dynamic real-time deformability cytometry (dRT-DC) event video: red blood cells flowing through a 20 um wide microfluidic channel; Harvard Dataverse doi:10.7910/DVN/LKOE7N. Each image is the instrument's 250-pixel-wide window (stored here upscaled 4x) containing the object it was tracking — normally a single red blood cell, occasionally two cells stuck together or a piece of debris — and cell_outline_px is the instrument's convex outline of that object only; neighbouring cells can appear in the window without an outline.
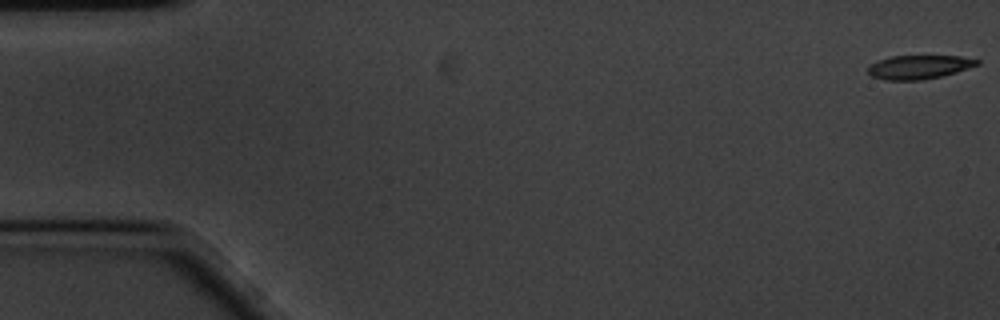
{"species": "common noctule bat (a hibernating species)", "species_latin": "Nyctalus noctula", "temperature_condition": "cold", "stored_images_in_passage": 59, "camera_frame_rate_fps": 3000, "um_per_image_px": 0.085, "animal": {"sex": "male", "body_mass_g": 20.1, "forearm_length_mm": 53.5}, "frame": {"image": 1, "passage_image": 1, "time_ms": 0.0, "image_size_px": [1000, 320], "cell_outline_px": [[980, 64], [956, 72], [940, 76], [920, 80], [884, 80], [872, 76], [868, 72], [868, 68], [872, 64], [880, 60], [892, 56], [960, 56], [980, 60]], "centroid_in_image_um": [78.13, 5.7], "position_along_channel_um": 6.9, "area_um2": 14.91}}
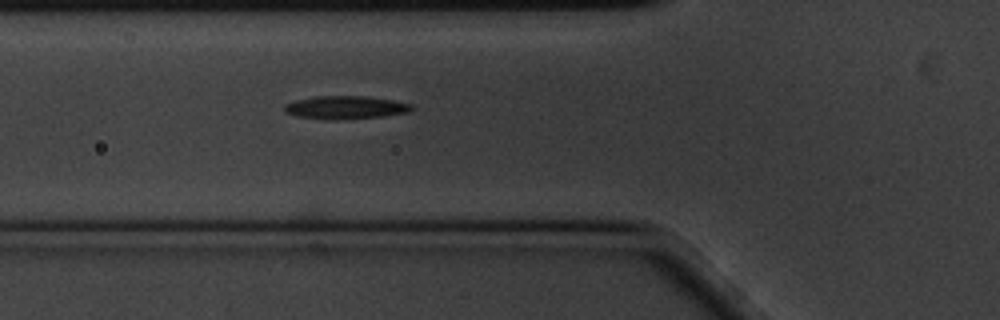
{"frame": {"image": 2, "passage_image": 21, "time_ms": 6.667, "image_size_px": [1000, 320], "cell_outline_px": [[412, 108], [408, 112], [380, 116], [332, 120], [324, 120], [296, 116], [284, 112], [284, 104], [296, 100], [312, 96], [368, 96], [392, 100], [412, 104]], "centroid_in_image_um": [29.29, 9.13], "position_along_channel_um": 96.5, "area_um2": 17.11}}
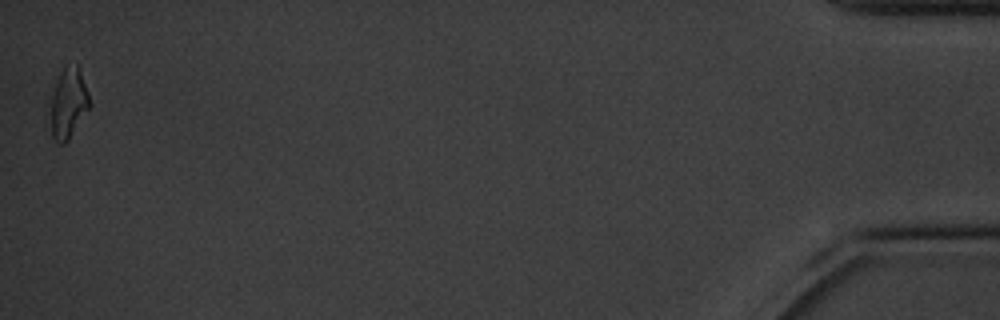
{"frame": {"image": 3, "passage_image": 59, "time_ms": 19.333, "image_size_px": [1000, 320], "cell_outline_px": [[88, 108], [68, 140], [64, 144], [60, 144], [52, 136], [52, 96], [60, 72], [64, 68], [76, 64], [80, 68], [88, 92]], "centroid_in_image_um": [5.82, 8.76], "position_along_channel_um": 429.4, "area_um2": 15.14}, "authors_computed_cell_mechanics": {"area_um2": 16.2996, "velocity_mm_per_s": 3.3755, "shape_relaxation_time_tau1_ms": 2.8142, "shape_relaxation_time_tau2_ms": 6.4713, "deformation_change_tau1": 0.14, "deformation_change_tau2": 0.1701}}